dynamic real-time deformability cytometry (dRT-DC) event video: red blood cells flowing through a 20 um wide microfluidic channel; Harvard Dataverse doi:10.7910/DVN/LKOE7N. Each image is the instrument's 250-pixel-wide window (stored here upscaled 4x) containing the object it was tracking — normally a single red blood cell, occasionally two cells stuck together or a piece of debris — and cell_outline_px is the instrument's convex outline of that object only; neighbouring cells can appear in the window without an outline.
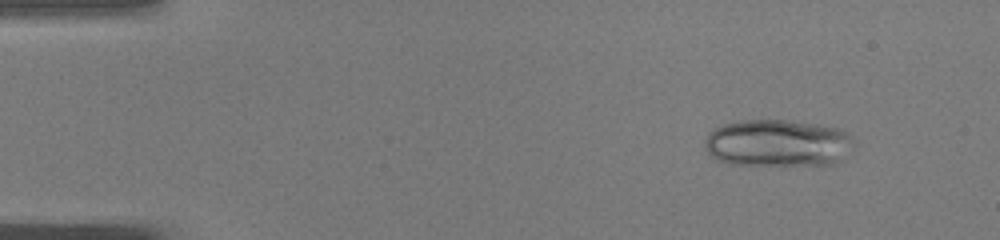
{"species": "common noctule bat (a hibernating species)", "species_latin": "Nyctalus noctula", "temperature_condition": "warm", "stored_images_in_passage": 49, "camera_frame_rate_fps": 3000, "um_per_image_px": 0.085, "animal": {"sex": "male", "body_mass_g": 19.0, "forearm_length_mm": 50.8}, "frame": {"image": 1, "passage_image": 5, "time_ms": 1.333, "image_size_px": [1000, 240], "cell_outline_px": [[856, 144], [836, 164], [732, 164], [716, 160], [704, 148], [704, 140], [708, 132], [724, 124], [744, 120], [788, 120], [816, 124], [840, 128], [852, 136], [856, 140]], "centroid_in_image_um": [66.12, 12.15], "position_along_channel_um": 18.9, "area_um2": 41.1}}